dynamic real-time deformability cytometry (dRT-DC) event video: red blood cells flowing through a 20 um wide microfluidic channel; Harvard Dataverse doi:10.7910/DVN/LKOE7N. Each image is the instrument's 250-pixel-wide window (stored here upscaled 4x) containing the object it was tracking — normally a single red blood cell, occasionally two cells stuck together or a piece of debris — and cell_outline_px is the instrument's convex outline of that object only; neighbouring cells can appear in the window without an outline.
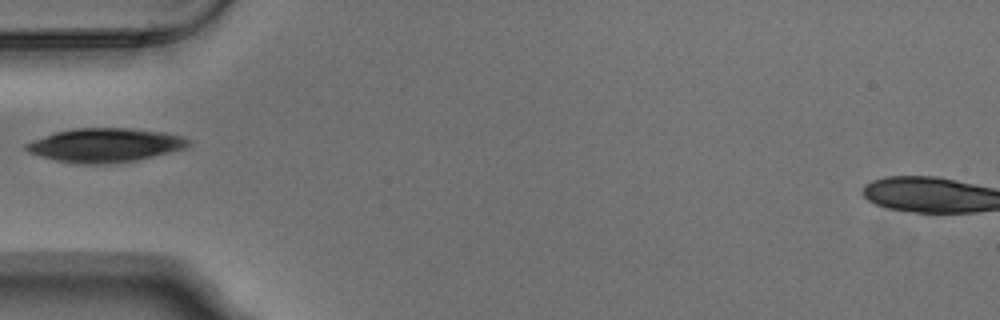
{"species": "Egyptian fruit bat (a non-hibernating species)", "species_latin": "Rousettus aegyptiacus", "temperature_condition": "warm", "stored_images_in_passage": 6, "camera_frame_rate_fps": 3000, "um_per_image_px": 0.085, "animal": {"sex": "male"}, "frame": {"image": 1, "passage_image": 4, "time_ms": 1.0, "image_size_px": [1000, 320], "cell_outline_px": [[192, 144], [188, 148], [136, 160], [112, 164], [76, 164], [56, 160], [40, 156], [28, 152], [24, 148], [24, 144], [56, 132], [72, 128], [128, 128], [160, 132], [180, 136], [188, 140]], "centroid_in_image_um": [8.93, 12.35], "position_along_channel_um": 76.1, "area_um2": 31.96}}
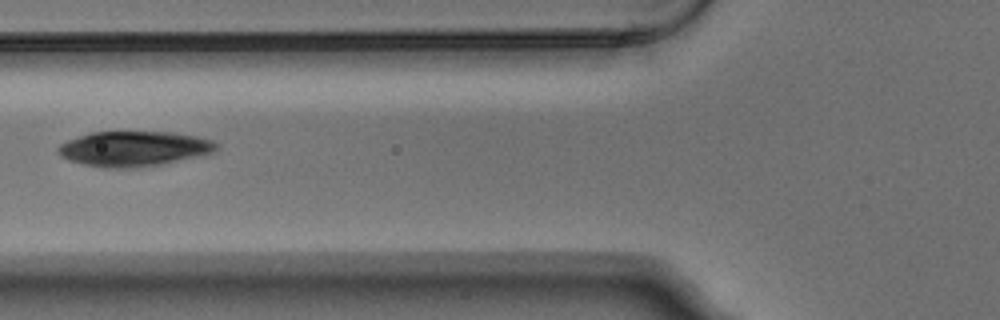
{"frame": {"image": 2, "passage_image": 5, "time_ms": 1.333, "image_size_px": [1000, 320], "cell_outline_px": [[220, 144], [212, 152], [196, 156], [160, 164], [136, 168], [104, 168], [84, 164], [68, 160], [60, 156], [56, 152], [56, 148], [60, 144], [68, 140], [92, 132], [172, 132], [196, 136], [212, 140]], "centroid_in_image_um": [11.33, 12.64], "position_along_channel_um": 114.5, "area_um2": 32.19}}
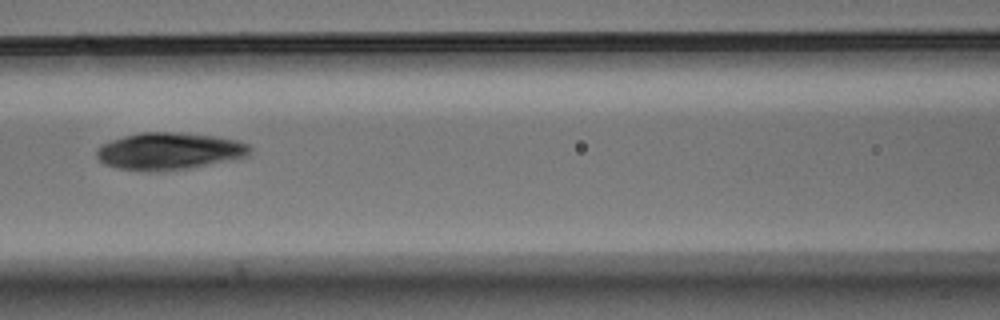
{"frame": {"image": 3, "passage_image": 6, "time_ms": 1.667, "image_size_px": [1000, 320], "cell_outline_px": [[252, 152], [248, 156], [192, 168], [160, 172], [148, 172], [116, 168], [104, 164], [96, 156], [96, 152], [100, 144], [124, 136], [140, 132], [176, 132], [212, 136], [240, 140], [248, 144], [252, 148]], "centroid_in_image_um": [14.38, 12.86], "position_along_channel_um": 152.2, "area_um2": 33.58}}